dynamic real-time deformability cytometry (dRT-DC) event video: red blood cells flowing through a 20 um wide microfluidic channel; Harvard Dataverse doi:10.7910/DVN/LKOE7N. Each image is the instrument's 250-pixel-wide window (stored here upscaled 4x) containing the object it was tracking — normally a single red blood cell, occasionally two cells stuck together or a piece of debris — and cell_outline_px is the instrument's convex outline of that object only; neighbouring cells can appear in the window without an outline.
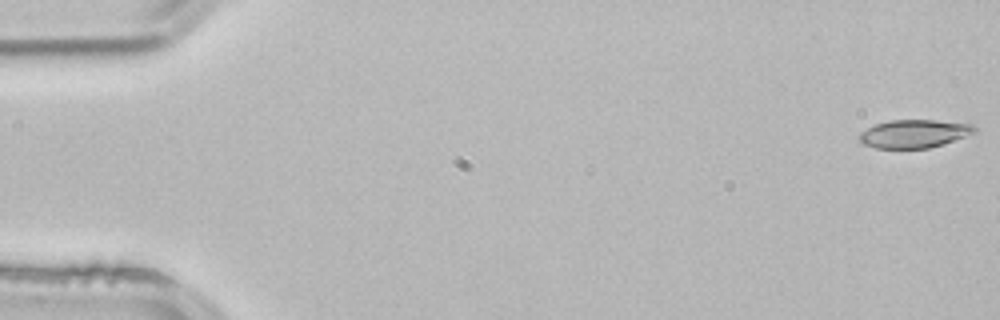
{"species": "common noctule bat (a hibernating species)", "species_latin": "Nyctalus noctula", "temperature_condition": "room temperature", "stored_images_in_passage": 5, "camera_frame_rate_fps": 3000, "um_per_image_px": 0.085, "animal": {"sex": "male", "body_mass_g": 21.5, "forearm_length_mm": 52.0}, "frame": {"image": 1, "passage_image": 1, "time_ms": 0.0, "image_size_px": [1000, 320], "cell_outline_px": [[976, 132], [944, 144], [928, 148], [876, 148], [864, 144], [856, 136], [860, 132], [876, 124], [892, 120], [936, 120], [972, 124], [976, 128]], "centroid_in_image_um": [77.7, 11.36], "position_along_channel_um": 7.3, "area_um2": 18.84}}